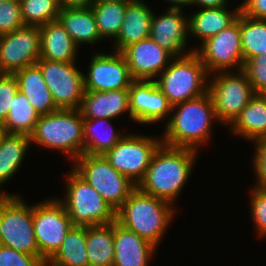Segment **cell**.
<instances>
[{"label":"cell","instance_id":"cell-23","mask_svg":"<svg viewBox=\"0 0 266 266\" xmlns=\"http://www.w3.org/2000/svg\"><path fill=\"white\" fill-rule=\"evenodd\" d=\"M41 33V59L75 62L77 46L59 20L39 27Z\"/></svg>","mask_w":266,"mask_h":266},{"label":"cell","instance_id":"cell-24","mask_svg":"<svg viewBox=\"0 0 266 266\" xmlns=\"http://www.w3.org/2000/svg\"><path fill=\"white\" fill-rule=\"evenodd\" d=\"M240 14V6L235 11H229L226 7L202 8L188 18L189 32L194 37H200L202 43L228 28Z\"/></svg>","mask_w":266,"mask_h":266},{"label":"cell","instance_id":"cell-10","mask_svg":"<svg viewBox=\"0 0 266 266\" xmlns=\"http://www.w3.org/2000/svg\"><path fill=\"white\" fill-rule=\"evenodd\" d=\"M236 74L217 72L208 83L217 120L223 124H231L256 94L246 72L239 70Z\"/></svg>","mask_w":266,"mask_h":266},{"label":"cell","instance_id":"cell-46","mask_svg":"<svg viewBox=\"0 0 266 266\" xmlns=\"http://www.w3.org/2000/svg\"><path fill=\"white\" fill-rule=\"evenodd\" d=\"M103 1H130V0H95V2H103Z\"/></svg>","mask_w":266,"mask_h":266},{"label":"cell","instance_id":"cell-29","mask_svg":"<svg viewBox=\"0 0 266 266\" xmlns=\"http://www.w3.org/2000/svg\"><path fill=\"white\" fill-rule=\"evenodd\" d=\"M30 144L28 135L5 134L0 143V186L17 172Z\"/></svg>","mask_w":266,"mask_h":266},{"label":"cell","instance_id":"cell-18","mask_svg":"<svg viewBox=\"0 0 266 266\" xmlns=\"http://www.w3.org/2000/svg\"><path fill=\"white\" fill-rule=\"evenodd\" d=\"M165 14L155 17L153 14L150 27V38L168 51L174 58L194 52H184L187 34L189 35L188 19L182 15V9H167Z\"/></svg>","mask_w":266,"mask_h":266},{"label":"cell","instance_id":"cell-32","mask_svg":"<svg viewBox=\"0 0 266 266\" xmlns=\"http://www.w3.org/2000/svg\"><path fill=\"white\" fill-rule=\"evenodd\" d=\"M129 1H103L91 5L101 38H116L120 32Z\"/></svg>","mask_w":266,"mask_h":266},{"label":"cell","instance_id":"cell-12","mask_svg":"<svg viewBox=\"0 0 266 266\" xmlns=\"http://www.w3.org/2000/svg\"><path fill=\"white\" fill-rule=\"evenodd\" d=\"M75 62H58L39 59L45 83L58 109H79L84 95L83 73Z\"/></svg>","mask_w":266,"mask_h":266},{"label":"cell","instance_id":"cell-43","mask_svg":"<svg viewBox=\"0 0 266 266\" xmlns=\"http://www.w3.org/2000/svg\"><path fill=\"white\" fill-rule=\"evenodd\" d=\"M227 1L228 0H193V5L200 6L201 9L209 7H226Z\"/></svg>","mask_w":266,"mask_h":266},{"label":"cell","instance_id":"cell-22","mask_svg":"<svg viewBox=\"0 0 266 266\" xmlns=\"http://www.w3.org/2000/svg\"><path fill=\"white\" fill-rule=\"evenodd\" d=\"M14 75L18 82L19 91L27 97L39 116L58 110L37 64L27 66L15 72Z\"/></svg>","mask_w":266,"mask_h":266},{"label":"cell","instance_id":"cell-7","mask_svg":"<svg viewBox=\"0 0 266 266\" xmlns=\"http://www.w3.org/2000/svg\"><path fill=\"white\" fill-rule=\"evenodd\" d=\"M0 244L40 258L33 229V205L5 192L0 193Z\"/></svg>","mask_w":266,"mask_h":266},{"label":"cell","instance_id":"cell-26","mask_svg":"<svg viewBox=\"0 0 266 266\" xmlns=\"http://www.w3.org/2000/svg\"><path fill=\"white\" fill-rule=\"evenodd\" d=\"M234 135L247 140L266 136V94L256 93L231 123Z\"/></svg>","mask_w":266,"mask_h":266},{"label":"cell","instance_id":"cell-37","mask_svg":"<svg viewBox=\"0 0 266 266\" xmlns=\"http://www.w3.org/2000/svg\"><path fill=\"white\" fill-rule=\"evenodd\" d=\"M255 93L266 94V55L248 60L243 69Z\"/></svg>","mask_w":266,"mask_h":266},{"label":"cell","instance_id":"cell-36","mask_svg":"<svg viewBox=\"0 0 266 266\" xmlns=\"http://www.w3.org/2000/svg\"><path fill=\"white\" fill-rule=\"evenodd\" d=\"M19 91L18 82L14 74L0 73V123L7 118L13 99Z\"/></svg>","mask_w":266,"mask_h":266},{"label":"cell","instance_id":"cell-40","mask_svg":"<svg viewBox=\"0 0 266 266\" xmlns=\"http://www.w3.org/2000/svg\"><path fill=\"white\" fill-rule=\"evenodd\" d=\"M255 144V157L254 167L256 171L257 185L256 188L266 190V136L261 137L254 141Z\"/></svg>","mask_w":266,"mask_h":266},{"label":"cell","instance_id":"cell-39","mask_svg":"<svg viewBox=\"0 0 266 266\" xmlns=\"http://www.w3.org/2000/svg\"><path fill=\"white\" fill-rule=\"evenodd\" d=\"M251 209L259 235H266V190L254 188L251 192Z\"/></svg>","mask_w":266,"mask_h":266},{"label":"cell","instance_id":"cell-1","mask_svg":"<svg viewBox=\"0 0 266 266\" xmlns=\"http://www.w3.org/2000/svg\"><path fill=\"white\" fill-rule=\"evenodd\" d=\"M196 152L190 148L161 144L137 187L146 194L172 204L190 177Z\"/></svg>","mask_w":266,"mask_h":266},{"label":"cell","instance_id":"cell-45","mask_svg":"<svg viewBox=\"0 0 266 266\" xmlns=\"http://www.w3.org/2000/svg\"><path fill=\"white\" fill-rule=\"evenodd\" d=\"M5 134H6V130L4 129L3 125L0 123V143L3 137L5 136Z\"/></svg>","mask_w":266,"mask_h":266},{"label":"cell","instance_id":"cell-16","mask_svg":"<svg viewBox=\"0 0 266 266\" xmlns=\"http://www.w3.org/2000/svg\"><path fill=\"white\" fill-rule=\"evenodd\" d=\"M130 118L137 123L151 124L172 112L168 98L152 81L134 80L129 88Z\"/></svg>","mask_w":266,"mask_h":266},{"label":"cell","instance_id":"cell-35","mask_svg":"<svg viewBox=\"0 0 266 266\" xmlns=\"http://www.w3.org/2000/svg\"><path fill=\"white\" fill-rule=\"evenodd\" d=\"M24 26L19 0L0 2V35Z\"/></svg>","mask_w":266,"mask_h":266},{"label":"cell","instance_id":"cell-13","mask_svg":"<svg viewBox=\"0 0 266 266\" xmlns=\"http://www.w3.org/2000/svg\"><path fill=\"white\" fill-rule=\"evenodd\" d=\"M200 47L201 50L194 52L208 73L228 71L233 67L238 71L243 70L245 63L240 37V14L232 25L206 39Z\"/></svg>","mask_w":266,"mask_h":266},{"label":"cell","instance_id":"cell-28","mask_svg":"<svg viewBox=\"0 0 266 266\" xmlns=\"http://www.w3.org/2000/svg\"><path fill=\"white\" fill-rule=\"evenodd\" d=\"M46 266H89L86 227L73 226L57 252L46 262Z\"/></svg>","mask_w":266,"mask_h":266},{"label":"cell","instance_id":"cell-42","mask_svg":"<svg viewBox=\"0 0 266 266\" xmlns=\"http://www.w3.org/2000/svg\"><path fill=\"white\" fill-rule=\"evenodd\" d=\"M95 0H63L62 8H88Z\"/></svg>","mask_w":266,"mask_h":266},{"label":"cell","instance_id":"cell-20","mask_svg":"<svg viewBox=\"0 0 266 266\" xmlns=\"http://www.w3.org/2000/svg\"><path fill=\"white\" fill-rule=\"evenodd\" d=\"M79 111L87 119H113L129 109V89L85 91Z\"/></svg>","mask_w":266,"mask_h":266},{"label":"cell","instance_id":"cell-17","mask_svg":"<svg viewBox=\"0 0 266 266\" xmlns=\"http://www.w3.org/2000/svg\"><path fill=\"white\" fill-rule=\"evenodd\" d=\"M121 53L133 80L152 81L175 59L150 37L126 47Z\"/></svg>","mask_w":266,"mask_h":266},{"label":"cell","instance_id":"cell-25","mask_svg":"<svg viewBox=\"0 0 266 266\" xmlns=\"http://www.w3.org/2000/svg\"><path fill=\"white\" fill-rule=\"evenodd\" d=\"M58 20L77 46L103 40L98 32L91 7L60 8Z\"/></svg>","mask_w":266,"mask_h":266},{"label":"cell","instance_id":"cell-9","mask_svg":"<svg viewBox=\"0 0 266 266\" xmlns=\"http://www.w3.org/2000/svg\"><path fill=\"white\" fill-rule=\"evenodd\" d=\"M45 201L33 205V229L40 259L46 264L74 225L60 199Z\"/></svg>","mask_w":266,"mask_h":266},{"label":"cell","instance_id":"cell-47","mask_svg":"<svg viewBox=\"0 0 266 266\" xmlns=\"http://www.w3.org/2000/svg\"><path fill=\"white\" fill-rule=\"evenodd\" d=\"M54 1H56L60 5V8H62V1L63 0H54Z\"/></svg>","mask_w":266,"mask_h":266},{"label":"cell","instance_id":"cell-2","mask_svg":"<svg viewBox=\"0 0 266 266\" xmlns=\"http://www.w3.org/2000/svg\"><path fill=\"white\" fill-rule=\"evenodd\" d=\"M174 110L176 112L166 123L162 144L197 150V146L210 138L211 121L217 119L210 93L176 104L172 106Z\"/></svg>","mask_w":266,"mask_h":266},{"label":"cell","instance_id":"cell-30","mask_svg":"<svg viewBox=\"0 0 266 266\" xmlns=\"http://www.w3.org/2000/svg\"><path fill=\"white\" fill-rule=\"evenodd\" d=\"M110 120L111 119H104V118H98V119L83 118L84 153L85 154L104 155L107 151L111 150L122 139L124 135L123 134L120 135V133L114 132L111 126ZM99 125L100 127L102 125L103 126L107 125V127L109 126L110 128L108 132L105 131L106 132L105 133L103 131V126H102L101 128L102 132H101L99 130L100 128Z\"/></svg>","mask_w":266,"mask_h":266},{"label":"cell","instance_id":"cell-21","mask_svg":"<svg viewBox=\"0 0 266 266\" xmlns=\"http://www.w3.org/2000/svg\"><path fill=\"white\" fill-rule=\"evenodd\" d=\"M152 16L153 11L143 1L130 0L120 32L114 39L115 51L122 52L126 47L150 37Z\"/></svg>","mask_w":266,"mask_h":266},{"label":"cell","instance_id":"cell-31","mask_svg":"<svg viewBox=\"0 0 266 266\" xmlns=\"http://www.w3.org/2000/svg\"><path fill=\"white\" fill-rule=\"evenodd\" d=\"M240 37L244 63L266 55V20L253 19L240 12Z\"/></svg>","mask_w":266,"mask_h":266},{"label":"cell","instance_id":"cell-6","mask_svg":"<svg viewBox=\"0 0 266 266\" xmlns=\"http://www.w3.org/2000/svg\"><path fill=\"white\" fill-rule=\"evenodd\" d=\"M75 161L73 169L102 196L115 213L137 188L129 178L117 172L104 155L83 153Z\"/></svg>","mask_w":266,"mask_h":266},{"label":"cell","instance_id":"cell-14","mask_svg":"<svg viewBox=\"0 0 266 266\" xmlns=\"http://www.w3.org/2000/svg\"><path fill=\"white\" fill-rule=\"evenodd\" d=\"M41 54L39 27L24 25L0 35V73L14 74L36 64Z\"/></svg>","mask_w":266,"mask_h":266},{"label":"cell","instance_id":"cell-4","mask_svg":"<svg viewBox=\"0 0 266 266\" xmlns=\"http://www.w3.org/2000/svg\"><path fill=\"white\" fill-rule=\"evenodd\" d=\"M30 141L59 149L75 161L84 153L83 117L79 109H58L40 116Z\"/></svg>","mask_w":266,"mask_h":266},{"label":"cell","instance_id":"cell-3","mask_svg":"<svg viewBox=\"0 0 266 266\" xmlns=\"http://www.w3.org/2000/svg\"><path fill=\"white\" fill-rule=\"evenodd\" d=\"M171 205L137 187L116 212V221L158 247L160 238L175 214Z\"/></svg>","mask_w":266,"mask_h":266},{"label":"cell","instance_id":"cell-34","mask_svg":"<svg viewBox=\"0 0 266 266\" xmlns=\"http://www.w3.org/2000/svg\"><path fill=\"white\" fill-rule=\"evenodd\" d=\"M24 25L43 26L58 19L60 5L54 0H19Z\"/></svg>","mask_w":266,"mask_h":266},{"label":"cell","instance_id":"cell-11","mask_svg":"<svg viewBox=\"0 0 266 266\" xmlns=\"http://www.w3.org/2000/svg\"><path fill=\"white\" fill-rule=\"evenodd\" d=\"M162 140L143 135H125L104 154L110 165L121 174L138 184L145 177L155 151Z\"/></svg>","mask_w":266,"mask_h":266},{"label":"cell","instance_id":"cell-38","mask_svg":"<svg viewBox=\"0 0 266 266\" xmlns=\"http://www.w3.org/2000/svg\"><path fill=\"white\" fill-rule=\"evenodd\" d=\"M0 266H46L35 255L18 252L0 244Z\"/></svg>","mask_w":266,"mask_h":266},{"label":"cell","instance_id":"cell-8","mask_svg":"<svg viewBox=\"0 0 266 266\" xmlns=\"http://www.w3.org/2000/svg\"><path fill=\"white\" fill-rule=\"evenodd\" d=\"M67 182V193L60 201L74 226L104 225L116 220L113 209L73 168Z\"/></svg>","mask_w":266,"mask_h":266},{"label":"cell","instance_id":"cell-5","mask_svg":"<svg viewBox=\"0 0 266 266\" xmlns=\"http://www.w3.org/2000/svg\"><path fill=\"white\" fill-rule=\"evenodd\" d=\"M208 75L199 56L192 52L173 59L162 71L159 80L154 81L174 106L207 93L209 86L205 80Z\"/></svg>","mask_w":266,"mask_h":266},{"label":"cell","instance_id":"cell-19","mask_svg":"<svg viewBox=\"0 0 266 266\" xmlns=\"http://www.w3.org/2000/svg\"><path fill=\"white\" fill-rule=\"evenodd\" d=\"M156 247L114 221L113 266H147Z\"/></svg>","mask_w":266,"mask_h":266},{"label":"cell","instance_id":"cell-27","mask_svg":"<svg viewBox=\"0 0 266 266\" xmlns=\"http://www.w3.org/2000/svg\"><path fill=\"white\" fill-rule=\"evenodd\" d=\"M86 251L89 266H113L114 222L86 227Z\"/></svg>","mask_w":266,"mask_h":266},{"label":"cell","instance_id":"cell-41","mask_svg":"<svg viewBox=\"0 0 266 266\" xmlns=\"http://www.w3.org/2000/svg\"><path fill=\"white\" fill-rule=\"evenodd\" d=\"M240 12L253 19L266 20V0H244Z\"/></svg>","mask_w":266,"mask_h":266},{"label":"cell","instance_id":"cell-33","mask_svg":"<svg viewBox=\"0 0 266 266\" xmlns=\"http://www.w3.org/2000/svg\"><path fill=\"white\" fill-rule=\"evenodd\" d=\"M39 117V114L27 100V97L18 91L13 99V104L7 118L2 125L6 133L30 136Z\"/></svg>","mask_w":266,"mask_h":266},{"label":"cell","instance_id":"cell-44","mask_svg":"<svg viewBox=\"0 0 266 266\" xmlns=\"http://www.w3.org/2000/svg\"><path fill=\"white\" fill-rule=\"evenodd\" d=\"M174 5L170 6V9H181L182 6L193 5V0H167ZM182 5V6H181Z\"/></svg>","mask_w":266,"mask_h":266},{"label":"cell","instance_id":"cell-15","mask_svg":"<svg viewBox=\"0 0 266 266\" xmlns=\"http://www.w3.org/2000/svg\"><path fill=\"white\" fill-rule=\"evenodd\" d=\"M88 75H83L85 91L129 89L134 81L121 52L95 54L91 58Z\"/></svg>","mask_w":266,"mask_h":266}]
</instances>
